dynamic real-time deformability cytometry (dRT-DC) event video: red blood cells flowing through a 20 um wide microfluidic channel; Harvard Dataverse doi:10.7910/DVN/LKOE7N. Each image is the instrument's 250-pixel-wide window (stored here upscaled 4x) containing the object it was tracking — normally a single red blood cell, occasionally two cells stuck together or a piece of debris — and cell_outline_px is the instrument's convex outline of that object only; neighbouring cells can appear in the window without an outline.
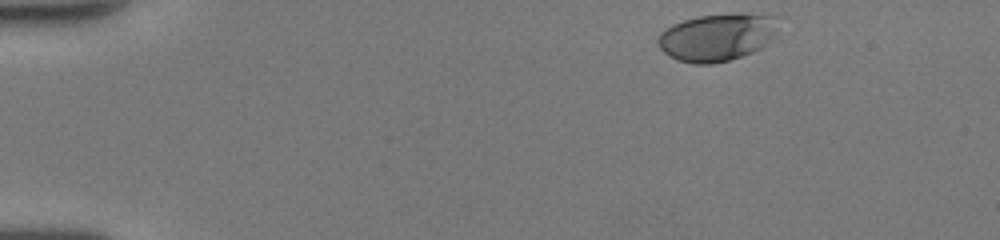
{"species": "human", "species_latin": "Homo sapiens", "temperature_condition": "room temperature", "stored_images_in_passage": 43, "camera_frame_rate_fps": 3000, "um_per_image_px": 0.085, "donor": {"sex": "female"}, "frame": {"image": 1, "passage_image": 1, "time_ms": 0.0, "image_size_px": [1000, 240], "cell_outline_px": [[780, 16], [776, 32], [772, 40], [760, 48], [752, 52], [728, 60], [712, 64], [692, 64], [676, 60], [668, 56], [660, 48], [656, 40], [660, 32], [672, 24], [684, 20], [700, 16], [736, 12], [744, 12]], "centroid_in_image_um": [60.98, 3.14], "position_along_channel_um": 24.0, "area_um2": 33.93}}
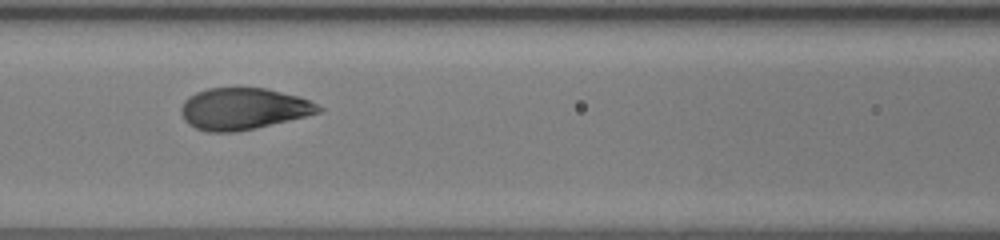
{"frame": {"image": 2, "passage_image": 17, "time_ms": 5.333, "image_size_px": [1000, 240], "cell_outline_px": [[324, 112], [256, 128], [236, 132], [208, 132], [196, 128], [188, 124], [184, 120], [180, 112], [180, 108], [184, 100], [188, 96], [196, 92], [208, 88], [264, 88], [300, 96], [324, 108]], "centroid_in_image_um": [20.68, 9.25], "position_along_channel_um": 145.9, "area_um2": 33.58}}
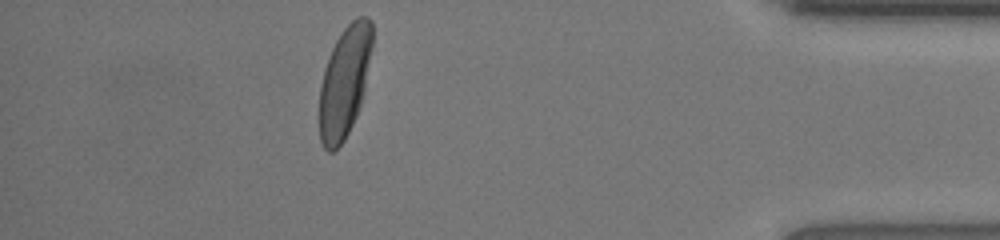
{"frame": {"image": 3, "passage_image": 38, "time_ms": 12.333, "image_size_px": [1000, 240], "cell_outline_px": [[372, 44], [364, 88], [360, 104], [356, 116], [344, 140], [332, 152], [328, 152], [324, 148], [320, 140], [320, 84], [324, 68], [328, 56], [340, 32], [356, 16], [368, 16], [372, 20]], "centroid_in_image_um": [29.28, 6.91], "position_along_channel_um": 405.9, "area_um2": 33.93}, "authors_computed_cell_mechanics": {"area_um2": 33.7552, "velocity_mm_per_s": 4.2891, "shape_relaxation_time_tau1_ms": 2.3994, "shape_relaxation_time_tau2_ms": null, "deformation_change_tau1": 0.1567, "deformation_change_tau2": null}}